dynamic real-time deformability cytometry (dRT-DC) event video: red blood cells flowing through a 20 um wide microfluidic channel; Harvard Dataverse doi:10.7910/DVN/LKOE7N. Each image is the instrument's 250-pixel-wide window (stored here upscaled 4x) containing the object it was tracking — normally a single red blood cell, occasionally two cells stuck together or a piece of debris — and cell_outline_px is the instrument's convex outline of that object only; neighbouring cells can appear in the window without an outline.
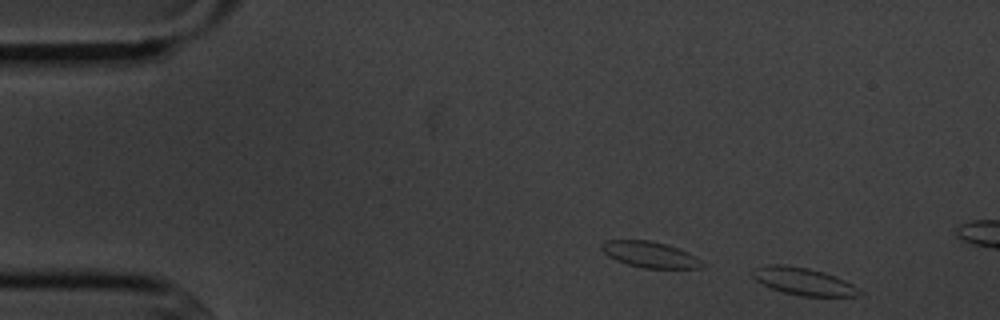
{"species": "common noctule bat (a hibernating species)", "species_latin": "Nyctalus noctula", "temperature_condition": "cold", "stored_images_in_passage": 5, "camera_frame_rate_fps": 3000, "um_per_image_px": 0.085, "animal": {"sex": "male", "body_mass_g": 20.1, "forearm_length_mm": 53.5}, "frame": {"image": 1, "passage_image": 1, "time_ms": 0.0, "image_size_px": [1000, 320], "cell_outline_px": [[864, 292], [856, 296], [804, 296], [784, 292], [772, 288], [756, 280], [752, 276], [756, 268], [768, 264], [784, 264], [808, 268], [824, 272], [844, 280], [852, 284]], "centroid_in_image_um": [68.32, 23.91], "position_along_channel_um": 16.7, "area_um2": 16.76}}